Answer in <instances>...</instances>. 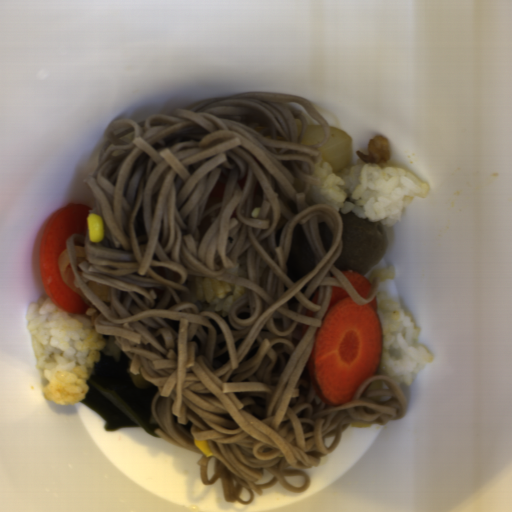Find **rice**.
<instances>
[{
    "label": "rice",
    "instance_id": "rice-1",
    "mask_svg": "<svg viewBox=\"0 0 512 512\" xmlns=\"http://www.w3.org/2000/svg\"><path fill=\"white\" fill-rule=\"evenodd\" d=\"M99 313L94 306H89L84 314L69 313L49 298L29 305V341L44 379L45 401L54 405L80 403L101 356L119 359L122 350L115 340L96 333L95 318Z\"/></svg>",
    "mask_w": 512,
    "mask_h": 512
},
{
    "label": "rice",
    "instance_id": "rice-2",
    "mask_svg": "<svg viewBox=\"0 0 512 512\" xmlns=\"http://www.w3.org/2000/svg\"><path fill=\"white\" fill-rule=\"evenodd\" d=\"M314 174L317 183L309 194L315 203L383 227L395 224L414 197L426 198L429 193V184L397 166L363 163L333 172L325 161Z\"/></svg>",
    "mask_w": 512,
    "mask_h": 512
},
{
    "label": "rice",
    "instance_id": "rice-3",
    "mask_svg": "<svg viewBox=\"0 0 512 512\" xmlns=\"http://www.w3.org/2000/svg\"><path fill=\"white\" fill-rule=\"evenodd\" d=\"M375 297L382 328V352L374 376L390 377L399 386L411 384L431 362L432 354L418 341L420 327L409 315L385 291H377Z\"/></svg>",
    "mask_w": 512,
    "mask_h": 512
},
{
    "label": "rice",
    "instance_id": "rice-4",
    "mask_svg": "<svg viewBox=\"0 0 512 512\" xmlns=\"http://www.w3.org/2000/svg\"><path fill=\"white\" fill-rule=\"evenodd\" d=\"M190 277V276H189ZM195 293L189 300L203 312L227 318L233 303L246 289L237 283L217 277H190Z\"/></svg>",
    "mask_w": 512,
    "mask_h": 512
},
{
    "label": "rice",
    "instance_id": "rice-5",
    "mask_svg": "<svg viewBox=\"0 0 512 512\" xmlns=\"http://www.w3.org/2000/svg\"><path fill=\"white\" fill-rule=\"evenodd\" d=\"M364 276L369 280L370 283L372 282L373 279H377L378 285H379L386 280L394 279L395 270H394L392 264L389 266L377 264L374 268H372Z\"/></svg>",
    "mask_w": 512,
    "mask_h": 512
},
{
    "label": "rice",
    "instance_id": "rice-6",
    "mask_svg": "<svg viewBox=\"0 0 512 512\" xmlns=\"http://www.w3.org/2000/svg\"><path fill=\"white\" fill-rule=\"evenodd\" d=\"M247 254H248V248L242 252L235 264L231 269H229L228 272L234 277H241V278H247L248 279V267H247Z\"/></svg>",
    "mask_w": 512,
    "mask_h": 512
}]
</instances>
